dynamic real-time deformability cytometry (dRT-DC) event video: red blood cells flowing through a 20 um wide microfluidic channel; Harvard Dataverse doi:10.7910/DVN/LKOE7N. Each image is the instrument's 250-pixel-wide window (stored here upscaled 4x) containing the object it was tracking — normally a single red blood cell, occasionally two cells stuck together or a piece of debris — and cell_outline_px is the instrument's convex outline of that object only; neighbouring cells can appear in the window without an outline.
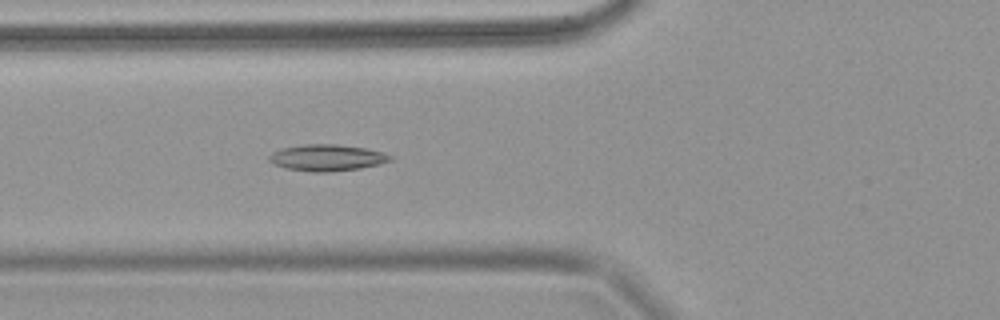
{"species": "common noctule bat (a hibernating species)", "species_latin": "Nyctalus noctula", "temperature_condition": "warm", "stored_images_in_passage": 7, "camera_frame_rate_fps": 3000, "um_per_image_px": 0.085, "animal": {"sex": "female", "body_mass_g": 18.4}, "frame": {"image": 1, "passage_image": 7, "time_ms": 2.0, "image_size_px": [1000, 320], "cell_outline_px": [[392, 160], [380, 164], [360, 168], [328, 172], [312, 172], [288, 168], [272, 164], [268, 160], [268, 156], [272, 152], [280, 148], [304, 144], [336, 144], [364, 148], [384, 152], [392, 156]], "centroid_in_image_um": [27.77, 13.4], "position_along_channel_um": 98.0, "area_um2": 18.73}}